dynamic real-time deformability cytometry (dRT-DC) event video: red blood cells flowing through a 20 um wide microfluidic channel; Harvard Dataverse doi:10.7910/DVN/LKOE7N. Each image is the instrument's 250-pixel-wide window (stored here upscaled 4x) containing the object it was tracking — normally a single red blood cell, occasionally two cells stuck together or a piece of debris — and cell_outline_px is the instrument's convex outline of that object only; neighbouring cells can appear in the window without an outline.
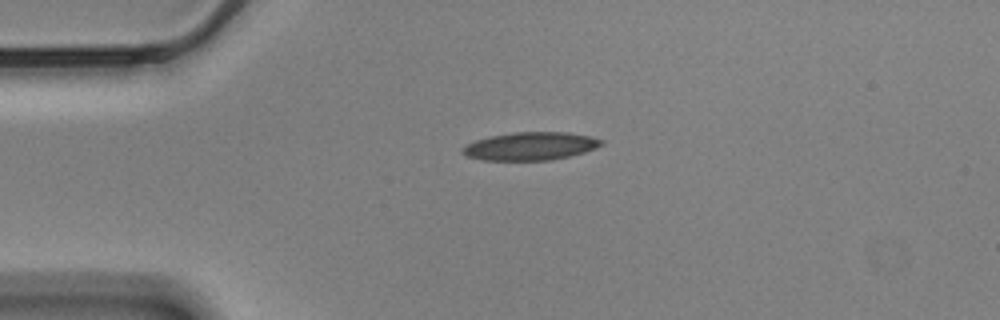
{"species": "Egyptian fruit bat (a non-hibernating species)", "species_latin": "Rousettus aegyptiacus", "temperature_condition": "cold", "stored_images_in_passage": 45, "camera_frame_rate_fps": 3000, "um_per_image_px": 0.085, "animal": {"sex": "male"}, "frame": {"image": 1, "passage_image": 1, "time_ms": 0.0, "image_size_px": [1000, 320], "cell_outline_px": [[604, 144], [596, 148], [584, 152], [552, 160], [480, 160], [464, 156], [460, 152], [460, 148], [476, 140], [488, 136], [512, 132], [568, 132], [588, 136], [604, 140]], "centroid_in_image_um": [45.04, 12.42], "position_along_channel_um": 40.0, "area_um2": 22.89}}
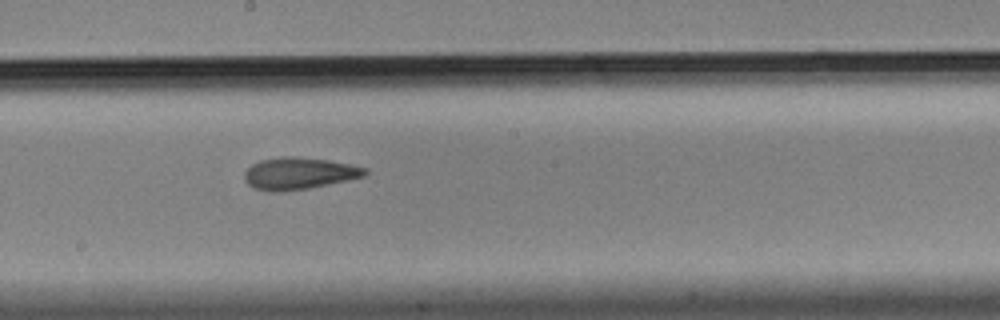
{"frame": {"image": 2, "passage_image": 19, "time_ms": 6.0, "image_size_px": [1000, 320], "cell_outline_px": [[368, 172], [364, 176], [348, 180], [308, 188], [280, 192], [268, 192], [256, 188], [248, 184], [244, 180], [244, 172], [252, 164], [260, 160], [284, 156], [292, 156], [328, 160], [352, 164], [368, 168]], "centroid_in_image_um": [25.41, 14.74], "position_along_channel_um": 222.8, "area_um2": 22.48}}
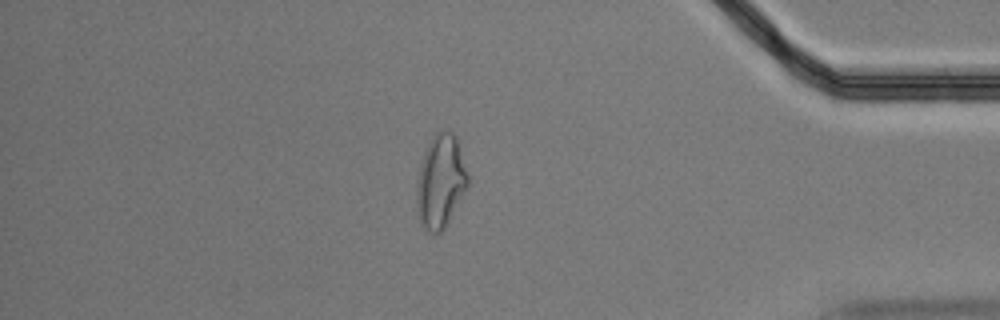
{"frame": {"image": 3, "passage_image": 37, "time_ms": 12.0, "image_size_px": [1000, 320], "cell_outline_px": [[468, 188], [444, 228], [440, 232], [432, 236], [420, 224], [416, 208], [416, 180], [420, 164], [424, 152], [428, 144], [436, 132], [448, 128], [456, 136], [468, 176]], "centroid_in_image_um": [37.42, 15.44], "position_along_channel_um": 397.8, "area_um2": 28.21}, "authors_computed_cell_mechanics": {"area_um2": 22.7154, "velocity_mm_per_s": 3.4668, "shape_relaxation_time_tau1_ms": 9.7861, "shape_relaxation_time_tau2_ms": 4.1933, "deformation_change_tau1": 0.219, "deformation_change_tau2": 0.1228}}